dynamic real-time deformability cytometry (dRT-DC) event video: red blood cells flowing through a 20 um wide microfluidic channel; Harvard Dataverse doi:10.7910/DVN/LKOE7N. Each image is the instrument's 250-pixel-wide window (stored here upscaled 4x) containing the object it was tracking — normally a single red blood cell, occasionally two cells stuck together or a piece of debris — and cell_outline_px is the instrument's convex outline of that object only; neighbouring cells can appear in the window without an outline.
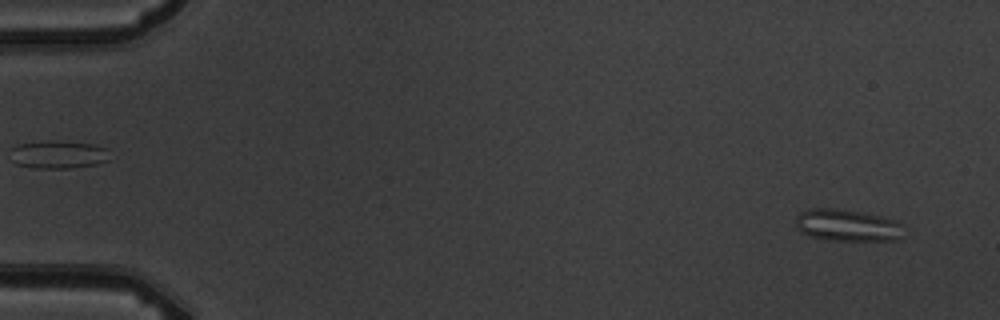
{"species": "common noctule bat (a hibernating species)", "species_latin": "Nyctalus noctula", "temperature_condition": "warm", "stored_images_in_passage": 4, "camera_frame_rate_fps": 3000, "um_per_image_px": 0.085, "animal": {"sex": "male", "body_mass_g": 19.5, "forearm_length_mm": 54.6}, "frame": {"image": 1, "passage_image": 1, "time_ms": 0.0, "image_size_px": [1000, 320], "cell_outline_px": [[904, 236], [896, 240], [828, 240], [808, 236], [800, 232], [796, 228], [796, 216], [800, 212], [808, 208], [832, 208], [880, 216], [896, 220], [900, 224]], "centroid_in_image_um": [71.97, 19.16], "position_along_channel_um": 13.0, "area_um2": 20.06}}